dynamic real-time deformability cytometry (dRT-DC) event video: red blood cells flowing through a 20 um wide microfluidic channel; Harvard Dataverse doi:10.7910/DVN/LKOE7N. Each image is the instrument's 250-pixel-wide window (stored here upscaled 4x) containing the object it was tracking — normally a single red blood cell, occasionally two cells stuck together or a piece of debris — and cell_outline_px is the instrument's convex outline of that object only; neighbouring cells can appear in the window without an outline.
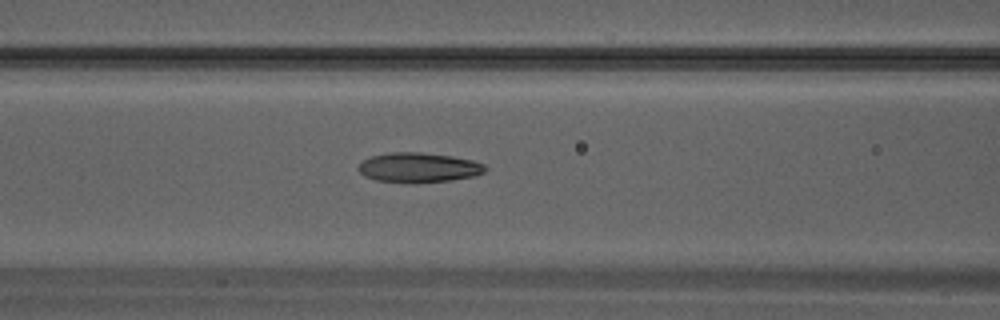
{"species": "Egyptian fruit bat (a non-hibernating species)", "species_latin": "Rousettus aegyptiacus", "temperature_condition": "warm", "stored_images_in_passage": 26, "camera_frame_rate_fps": 3000, "um_per_image_px": 0.085, "animal": {"sex": "male"}, "frame": {"image": 1, "passage_image": 8, "time_ms": 2.333, "image_size_px": [1000, 320], "cell_outline_px": [[488, 168], [484, 172], [476, 176], [452, 180], [408, 184], [376, 180], [364, 176], [356, 168], [364, 160], [372, 156], [388, 152], [420, 152], [452, 156], [472, 160], [484, 164]], "centroid_in_image_um": [35.59, 14.25], "position_along_channel_um": 131.0, "area_um2": 22.31}}
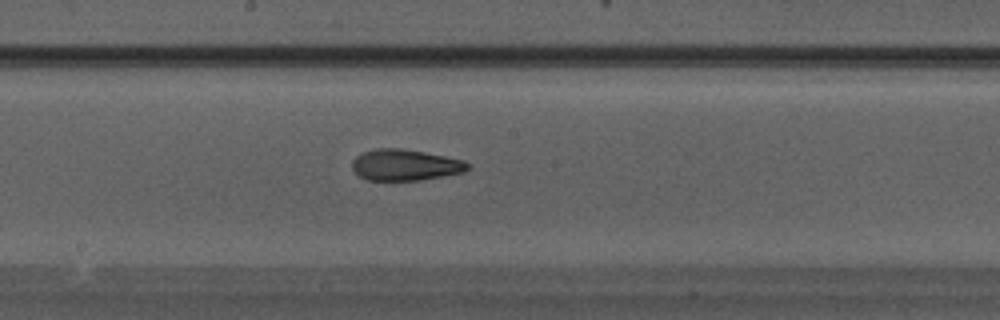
{"frame": {"image": 2, "passage_image": 12, "time_ms": 3.667, "image_size_px": [1000, 320], "cell_outline_px": [[472, 164], [464, 172], [420, 180], [368, 180], [360, 176], [352, 168], [352, 160], [356, 156], [364, 152], [376, 148], [400, 148], [424, 152], [464, 160]], "centroid_in_image_um": [34.45, 14.02], "position_along_channel_um": 213.8, "area_um2": 20.92}}